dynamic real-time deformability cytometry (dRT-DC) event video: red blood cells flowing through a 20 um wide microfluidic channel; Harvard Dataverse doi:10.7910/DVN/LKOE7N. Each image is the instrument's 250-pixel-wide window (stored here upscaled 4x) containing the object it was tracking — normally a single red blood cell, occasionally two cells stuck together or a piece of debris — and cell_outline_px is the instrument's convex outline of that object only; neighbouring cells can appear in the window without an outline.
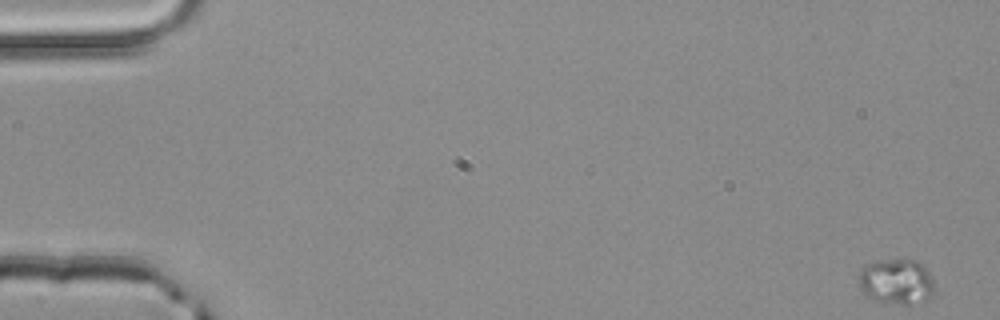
{"species": "common noctule bat (a hibernating species)", "species_latin": "Nyctalus noctula", "temperature_condition": "room temperature", "stored_images_in_passage": 9, "camera_frame_rate_fps": 3000, "um_per_image_px": 0.085, "animal": {"sex": "male", "body_mass_g": 20.4}, "frame": {"image": 1, "passage_image": 1, "time_ms": 0.0, "image_size_px": [1000, 320], "cell_outline_px": [[932, 296], [928, 300], [908, 304], [904, 304], [876, 300], [868, 296], [860, 288], [860, 272], [868, 264], [876, 260], [916, 260], [924, 264], [932, 280]], "centroid_in_image_um": [76.22, 23.92], "position_along_channel_um": 8.8, "area_um2": 19.59}}